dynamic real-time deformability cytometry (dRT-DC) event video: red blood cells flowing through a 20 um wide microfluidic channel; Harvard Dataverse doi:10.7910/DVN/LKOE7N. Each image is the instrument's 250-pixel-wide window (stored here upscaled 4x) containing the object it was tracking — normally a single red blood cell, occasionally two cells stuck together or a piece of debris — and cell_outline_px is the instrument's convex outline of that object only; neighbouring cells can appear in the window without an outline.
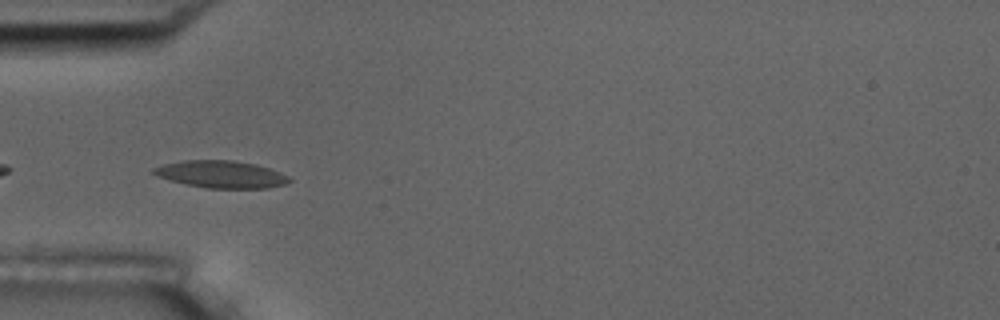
{"species": "common noctule bat (a hibernating species)", "species_latin": "Nyctalus noctula", "temperature_condition": "room temperature", "stored_images_in_passage": 8, "camera_frame_rate_fps": 3000, "um_per_image_px": 0.085, "animal": {"sex": "male", "body_mass_g": 17.5, "forearm_length_mm": 52.3}, "frame": {"image": 1, "passage_image": 5, "time_ms": 4.667, "image_size_px": [1000, 320], "cell_outline_px": [[292, 180], [284, 184], [268, 188], [204, 188], [184, 184], [156, 176], [152, 172], [152, 168], [164, 164], [184, 160], [232, 160], [256, 164], [268, 168], [288, 176]], "centroid_in_image_um": [18.76, 14.82], "position_along_channel_um": 66.2, "area_um2": 21.5}}
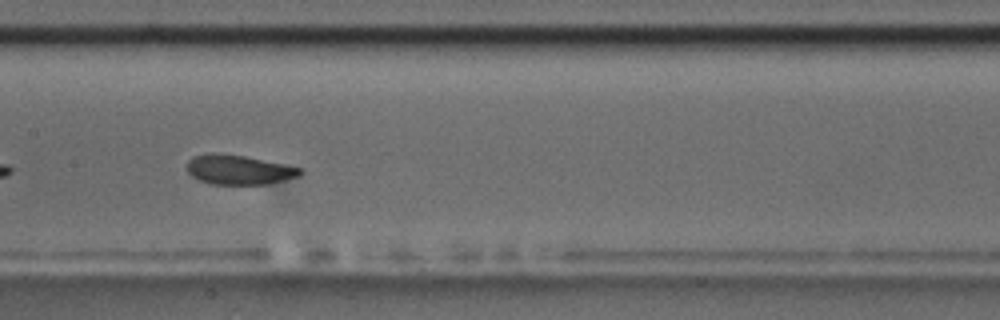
{"frame": {"image": 2, "passage_image": 8, "time_ms": 8.0, "image_size_px": [1000, 320], "cell_outline_px": [[300, 172], [296, 176], [268, 184], [212, 184], [200, 180], [192, 176], [188, 172], [188, 160], [192, 156], [212, 152], [216, 152], [244, 156], [300, 168]], "centroid_in_image_um": [20.2, 14.42], "position_along_channel_um": 187.2, "area_um2": 19.07}}